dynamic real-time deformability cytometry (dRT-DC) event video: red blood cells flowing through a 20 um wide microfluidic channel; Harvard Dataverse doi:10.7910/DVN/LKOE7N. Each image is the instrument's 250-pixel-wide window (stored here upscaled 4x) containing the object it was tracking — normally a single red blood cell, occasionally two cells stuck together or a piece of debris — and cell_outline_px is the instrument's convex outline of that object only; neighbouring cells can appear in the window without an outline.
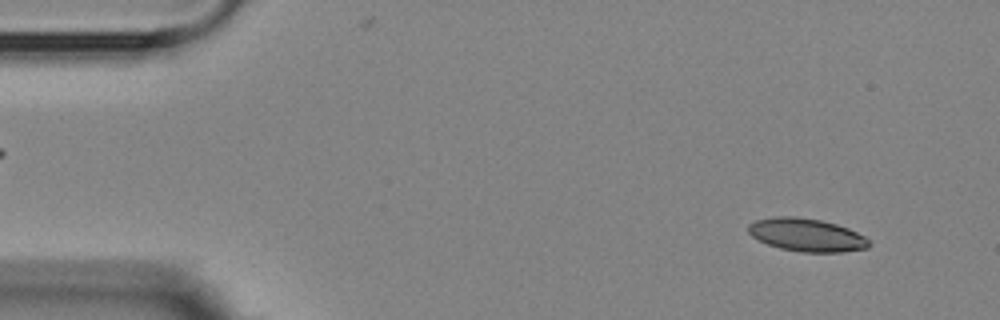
{"species": "Egyptian fruit bat (a non-hibernating species)", "species_latin": "Rousettus aegyptiacus", "temperature_condition": "room temperature", "stored_images_in_passage": 3, "camera_frame_rate_fps": 3000, "um_per_image_px": 0.085, "animal": {"sex": "female"}, "frame": {"image": 1, "passage_image": 1, "time_ms": 0.0, "image_size_px": [1000, 320], "cell_outline_px": [[872, 244], [868, 248], [844, 252], [800, 252], [780, 248], [768, 244], [752, 236], [748, 232], [748, 224], [756, 220], [776, 216], [792, 216], [820, 220], [836, 224], [848, 228], [864, 236]], "centroid_in_image_um": [68.58, 19.97], "position_along_channel_um": 16.4, "area_um2": 23.18}}
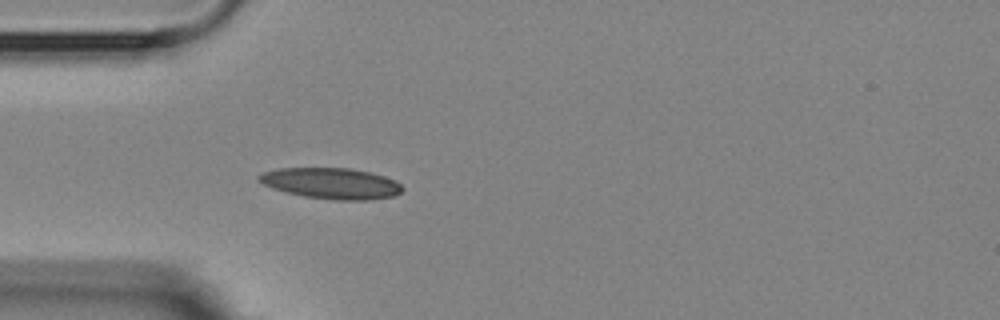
{"frame": {"image": 2, "passage_image": 3, "time_ms": 3.667, "image_size_px": [1000, 320], "cell_outline_px": [[404, 188], [400, 192], [392, 196], [368, 200], [336, 200], [304, 196], [272, 188], [256, 180], [256, 176], [264, 172], [280, 168], [348, 168], [368, 172], [384, 176], [396, 180]], "centroid_in_image_um": [28.15, 15.58], "position_along_channel_um": 56.9, "area_um2": 25.72}}